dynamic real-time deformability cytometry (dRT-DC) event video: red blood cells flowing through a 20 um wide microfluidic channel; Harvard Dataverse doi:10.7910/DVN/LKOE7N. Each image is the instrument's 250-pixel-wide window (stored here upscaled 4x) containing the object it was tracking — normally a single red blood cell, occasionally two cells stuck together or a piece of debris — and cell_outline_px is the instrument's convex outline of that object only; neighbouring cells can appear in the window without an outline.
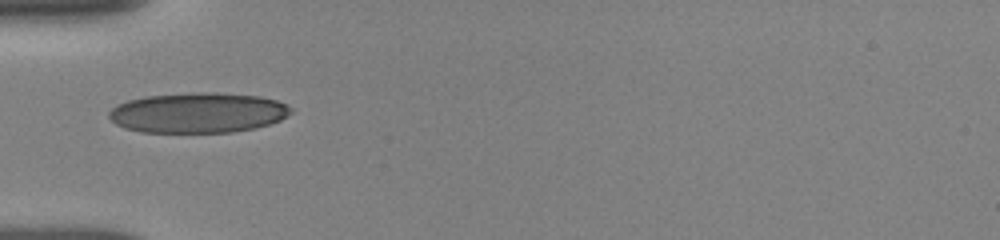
{"species": "human", "species_latin": "Homo sapiens", "temperature_condition": "room temperature", "stored_images_in_passage": 69, "camera_frame_rate_fps": 3000, "um_per_image_px": 0.085, "donor": {"sex": "female"}, "frame": {"image": 1, "passage_image": 1, "time_ms": 0.0, "image_size_px": [1000, 240], "cell_outline_px": [[292, 112], [288, 116], [280, 120], [268, 124], [252, 128], [232, 132], [140, 132], [124, 128], [116, 124], [108, 116], [108, 112], [116, 104], [128, 100], [144, 96], [192, 92], [216, 92], [260, 96], [276, 100], [288, 104], [292, 108]], "centroid_in_image_um": [16.82, 9.57], "position_along_channel_um": 68.2, "area_um2": 42.95}}
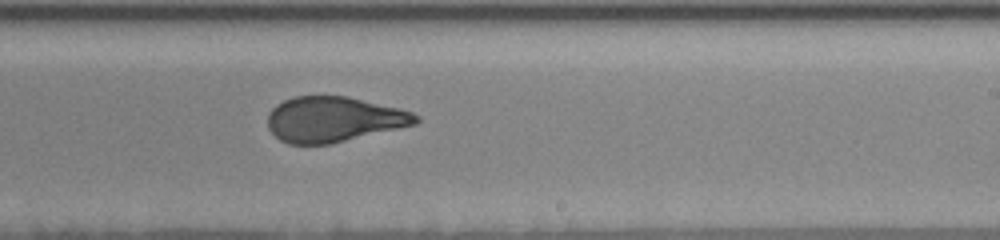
{"frame": {"image": 2, "passage_image": 35, "time_ms": 5.0, "image_size_px": [1000, 240], "cell_outline_px": [[420, 120], [416, 124], [332, 144], [288, 144], [280, 140], [268, 128], [268, 112], [276, 104], [292, 96], [348, 96], [412, 112], [420, 116]], "centroid_in_image_um": [28.34, 10.15], "position_along_channel_um": 260.7, "area_um2": 39.13}}
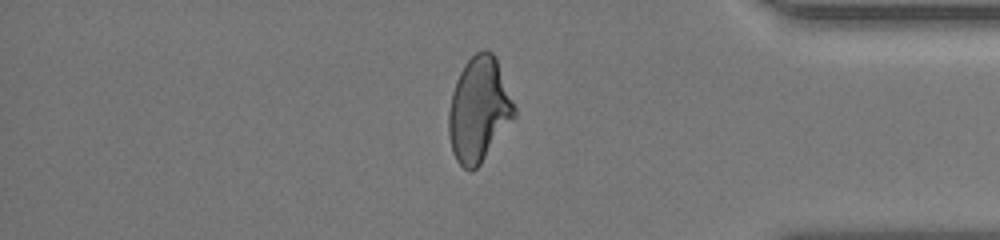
{"frame": {"image": 3, "passage_image": 65, "time_ms": 9.0, "image_size_px": [1000, 240], "cell_outline_px": [[516, 116], [480, 164], [472, 172], [464, 168], [456, 160], [452, 152], [448, 132], [448, 112], [452, 92], [456, 80], [464, 64], [476, 52], [484, 48], [492, 52], [496, 56], [516, 108]], "centroid_in_image_um": [40.7, 9.3], "position_along_channel_um": 394.5, "area_um2": 40.23}, "authors_computed_cell_mechanics": {"area_um2": 40.2866, "velocity_mm_per_s": 3.8571, "shape_relaxation_time_tau1_ms": 9.8439, "shape_relaxation_time_tau2_ms": 0.7258, "deformation_change_tau1": 0.2508, "deformation_change_tau2": 0.0627}}